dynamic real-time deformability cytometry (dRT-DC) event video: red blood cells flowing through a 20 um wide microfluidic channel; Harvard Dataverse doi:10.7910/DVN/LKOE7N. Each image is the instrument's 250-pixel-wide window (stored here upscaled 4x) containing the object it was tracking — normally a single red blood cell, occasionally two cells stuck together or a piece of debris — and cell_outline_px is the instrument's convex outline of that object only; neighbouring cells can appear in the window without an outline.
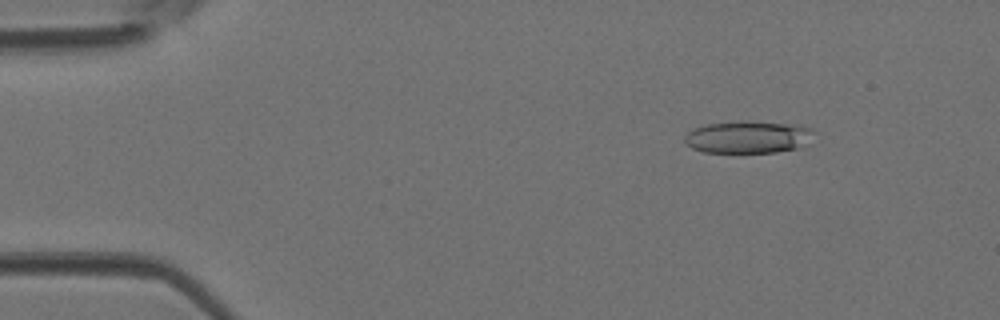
{"species": "Egyptian fruit bat (a non-hibernating species)", "species_latin": "Rousettus aegyptiacus", "temperature_condition": "room temperature", "stored_images_in_passage": 45, "camera_frame_rate_fps": 3000, "um_per_image_px": 0.085, "animal": {"sex": "female"}, "frame": {"image": 1, "passage_image": 6, "time_ms": 1.667, "image_size_px": [1000, 320], "cell_outline_px": [[816, 132], [808, 144], [800, 148], [776, 152], [704, 152], [692, 148], [684, 140], [684, 136], [692, 128], [708, 124], [744, 120], [800, 124], [812, 128]], "centroid_in_image_um": [63.66, 11.63], "position_along_channel_um": 21.3, "area_um2": 24.85}}
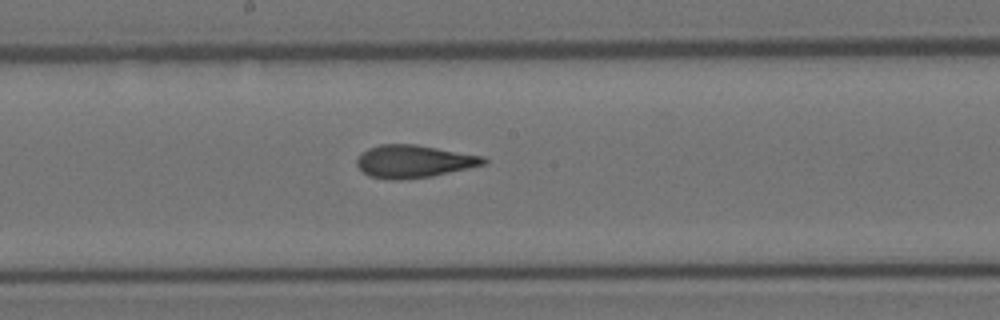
{"frame": {"image": 2, "passage_image": 24, "time_ms": 7.667, "image_size_px": [1000, 320], "cell_outline_px": [[488, 164], [432, 176], [400, 180], [388, 180], [368, 176], [356, 164], [356, 160], [360, 152], [368, 148], [380, 144], [416, 144], [484, 156], [488, 160]], "centroid_in_image_um": [35.17, 13.72], "position_along_channel_um": 213.0, "area_um2": 24.45}}
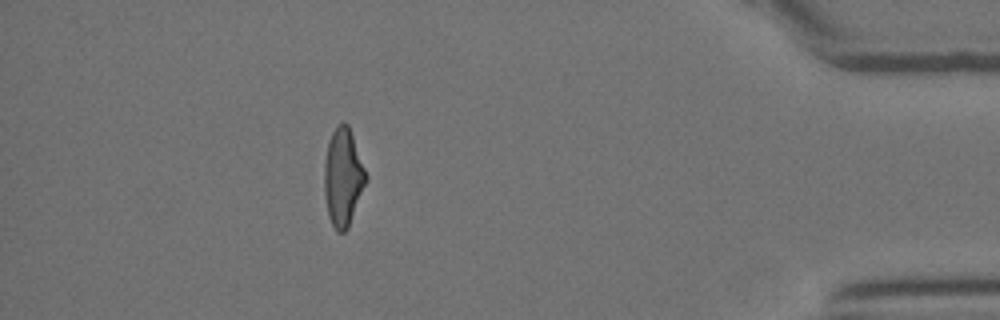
{"frame": {"image": 3, "passage_image": 40, "time_ms": 13.0, "image_size_px": [1000, 320], "cell_outline_px": [[368, 180], [348, 228], [344, 232], [336, 232], [328, 216], [324, 192], [324, 164], [328, 140], [332, 132], [344, 120], [348, 124], [368, 176]], "centroid_in_image_um": [29.16, 15.08], "position_along_channel_um": 406.0, "area_um2": 23.93}}